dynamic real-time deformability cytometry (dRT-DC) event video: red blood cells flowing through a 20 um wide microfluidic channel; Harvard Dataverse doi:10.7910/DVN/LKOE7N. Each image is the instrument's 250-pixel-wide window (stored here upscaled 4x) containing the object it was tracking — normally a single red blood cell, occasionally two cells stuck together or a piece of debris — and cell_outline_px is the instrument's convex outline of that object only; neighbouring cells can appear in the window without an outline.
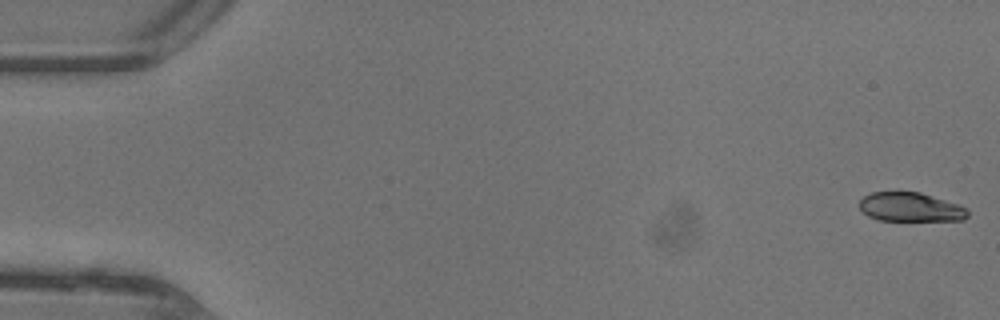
{"species": "common noctule bat (a hibernating species)", "species_latin": "Nyctalus noctula", "temperature_condition": "warm", "stored_images_in_passage": 46, "camera_frame_rate_fps": 3000, "um_per_image_px": 0.085, "animal": {"sex": "female"}, "frame": {"image": 1, "passage_image": 1, "time_ms": 0.0, "image_size_px": [1000, 320], "cell_outline_px": [[968, 212], [964, 216], [956, 220], [884, 220], [872, 216], [864, 212], [860, 208], [860, 200], [864, 196], [876, 192], [916, 192], [964, 208]], "centroid_in_image_um": [77.29, 17.6], "position_along_channel_um": 7.7, "area_um2": 17.11}}
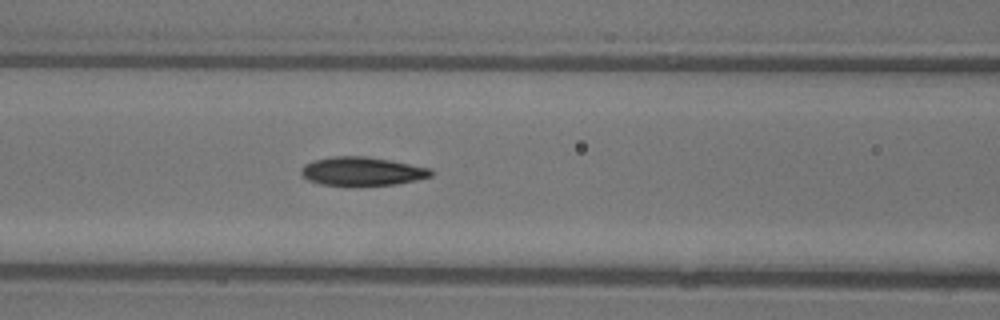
{"frame": {"image": 2, "passage_image": 20, "time_ms": 6.333, "image_size_px": [1000, 320], "cell_outline_px": [[432, 172], [428, 176], [388, 184], [328, 184], [316, 180], [308, 176], [304, 172], [304, 168], [308, 164], [320, 160], [380, 160], [404, 164], [424, 168]], "centroid_in_image_um": [30.85, 14.62], "position_along_channel_um": 135.8, "area_um2": 17.8}}
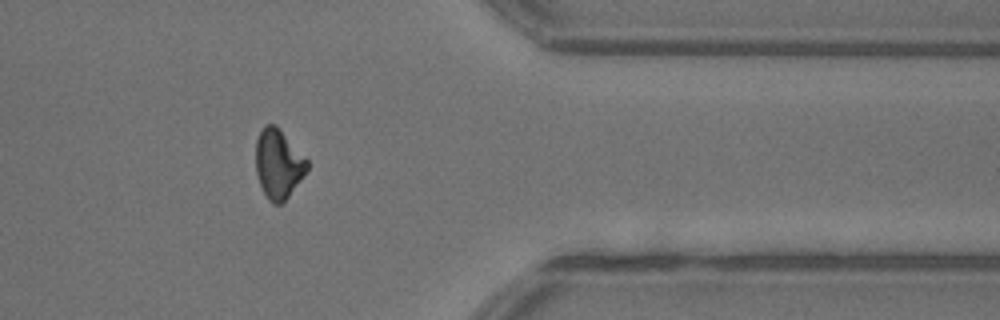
{"frame": {"image": 3, "passage_image": 38, "time_ms": 12.333, "image_size_px": [1000, 320], "cell_outline_px": [[308, 168], [284, 200], [280, 204], [276, 204], [264, 192], [256, 168], [256, 144], [260, 132], [268, 124], [272, 124], [308, 160]], "centroid_in_image_um": [23.65, 13.93], "position_along_channel_um": 387.7, "area_um2": 19.31}, "authors_computed_cell_mechanics": {"area_um2": 18.4093, "velocity_mm_per_s": 4.4933, "shape_relaxation_time_tau1_ms": 10.9064, "shape_relaxation_time_tau2_ms": 2.4011, "deformation_change_tau1": 0.2883, "deformation_change_tau2": 0.0897}}